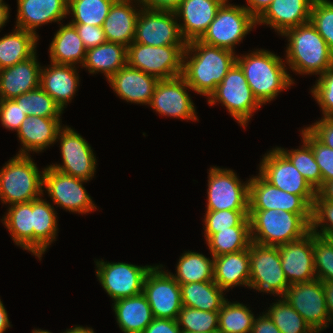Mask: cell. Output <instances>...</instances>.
Instances as JSON below:
<instances>
[{
    "mask_svg": "<svg viewBox=\"0 0 333 333\" xmlns=\"http://www.w3.org/2000/svg\"><path fill=\"white\" fill-rule=\"evenodd\" d=\"M236 57L231 50L199 40L190 41L184 50L182 76L191 90L209 98L236 62Z\"/></svg>",
    "mask_w": 333,
    "mask_h": 333,
    "instance_id": "cell-1",
    "label": "cell"
},
{
    "mask_svg": "<svg viewBox=\"0 0 333 333\" xmlns=\"http://www.w3.org/2000/svg\"><path fill=\"white\" fill-rule=\"evenodd\" d=\"M248 54V55H247ZM244 56L237 55L236 62L244 72L253 95L263 105L272 101L283 90L294 84L285 61L276 54L256 49Z\"/></svg>",
    "mask_w": 333,
    "mask_h": 333,
    "instance_id": "cell-2",
    "label": "cell"
},
{
    "mask_svg": "<svg viewBox=\"0 0 333 333\" xmlns=\"http://www.w3.org/2000/svg\"><path fill=\"white\" fill-rule=\"evenodd\" d=\"M281 36L288 39L285 62L292 71L299 75H321L333 67V52L310 21L288 29Z\"/></svg>",
    "mask_w": 333,
    "mask_h": 333,
    "instance_id": "cell-3",
    "label": "cell"
},
{
    "mask_svg": "<svg viewBox=\"0 0 333 333\" xmlns=\"http://www.w3.org/2000/svg\"><path fill=\"white\" fill-rule=\"evenodd\" d=\"M251 241L280 246L304 237L311 231L312 214L288 211L249 210Z\"/></svg>",
    "mask_w": 333,
    "mask_h": 333,
    "instance_id": "cell-4",
    "label": "cell"
},
{
    "mask_svg": "<svg viewBox=\"0 0 333 333\" xmlns=\"http://www.w3.org/2000/svg\"><path fill=\"white\" fill-rule=\"evenodd\" d=\"M31 155H16L0 170V200L3 204L26 203L44 195L43 171Z\"/></svg>",
    "mask_w": 333,
    "mask_h": 333,
    "instance_id": "cell-5",
    "label": "cell"
},
{
    "mask_svg": "<svg viewBox=\"0 0 333 333\" xmlns=\"http://www.w3.org/2000/svg\"><path fill=\"white\" fill-rule=\"evenodd\" d=\"M186 45L150 46L132 42L127 47V64L158 80L171 79L183 73Z\"/></svg>",
    "mask_w": 333,
    "mask_h": 333,
    "instance_id": "cell-6",
    "label": "cell"
},
{
    "mask_svg": "<svg viewBox=\"0 0 333 333\" xmlns=\"http://www.w3.org/2000/svg\"><path fill=\"white\" fill-rule=\"evenodd\" d=\"M207 101L209 105L222 103L244 129L255 110L262 106L253 95L244 72L237 62L229 69Z\"/></svg>",
    "mask_w": 333,
    "mask_h": 333,
    "instance_id": "cell-7",
    "label": "cell"
},
{
    "mask_svg": "<svg viewBox=\"0 0 333 333\" xmlns=\"http://www.w3.org/2000/svg\"><path fill=\"white\" fill-rule=\"evenodd\" d=\"M226 0L219 8L216 17L199 39L204 44L225 48L233 52L246 35L257 25V20L239 5Z\"/></svg>",
    "mask_w": 333,
    "mask_h": 333,
    "instance_id": "cell-8",
    "label": "cell"
},
{
    "mask_svg": "<svg viewBox=\"0 0 333 333\" xmlns=\"http://www.w3.org/2000/svg\"><path fill=\"white\" fill-rule=\"evenodd\" d=\"M249 260V288L274 294L280 298L290 285L282 269L278 247L251 241Z\"/></svg>",
    "mask_w": 333,
    "mask_h": 333,
    "instance_id": "cell-9",
    "label": "cell"
},
{
    "mask_svg": "<svg viewBox=\"0 0 333 333\" xmlns=\"http://www.w3.org/2000/svg\"><path fill=\"white\" fill-rule=\"evenodd\" d=\"M207 210H249V180L242 183L231 169L210 167Z\"/></svg>",
    "mask_w": 333,
    "mask_h": 333,
    "instance_id": "cell-10",
    "label": "cell"
},
{
    "mask_svg": "<svg viewBox=\"0 0 333 333\" xmlns=\"http://www.w3.org/2000/svg\"><path fill=\"white\" fill-rule=\"evenodd\" d=\"M96 276L112 301L143 293L146 274L153 266L96 260Z\"/></svg>",
    "mask_w": 333,
    "mask_h": 333,
    "instance_id": "cell-11",
    "label": "cell"
},
{
    "mask_svg": "<svg viewBox=\"0 0 333 333\" xmlns=\"http://www.w3.org/2000/svg\"><path fill=\"white\" fill-rule=\"evenodd\" d=\"M259 174L276 188L300 195L313 206L317 192L277 147L265 153L260 162Z\"/></svg>",
    "mask_w": 333,
    "mask_h": 333,
    "instance_id": "cell-12",
    "label": "cell"
},
{
    "mask_svg": "<svg viewBox=\"0 0 333 333\" xmlns=\"http://www.w3.org/2000/svg\"><path fill=\"white\" fill-rule=\"evenodd\" d=\"M161 264L153 266L146 274L143 294L154 318L177 320L182 308L180 284Z\"/></svg>",
    "mask_w": 333,
    "mask_h": 333,
    "instance_id": "cell-13",
    "label": "cell"
},
{
    "mask_svg": "<svg viewBox=\"0 0 333 333\" xmlns=\"http://www.w3.org/2000/svg\"><path fill=\"white\" fill-rule=\"evenodd\" d=\"M281 298L304 318L315 333L329 327L323 283L318 278L290 285Z\"/></svg>",
    "mask_w": 333,
    "mask_h": 333,
    "instance_id": "cell-14",
    "label": "cell"
},
{
    "mask_svg": "<svg viewBox=\"0 0 333 333\" xmlns=\"http://www.w3.org/2000/svg\"><path fill=\"white\" fill-rule=\"evenodd\" d=\"M56 139L60 141L63 164H53L49 167L75 178L91 180L96 172L97 159L90 144L67 125L59 130Z\"/></svg>",
    "mask_w": 333,
    "mask_h": 333,
    "instance_id": "cell-15",
    "label": "cell"
},
{
    "mask_svg": "<svg viewBox=\"0 0 333 333\" xmlns=\"http://www.w3.org/2000/svg\"><path fill=\"white\" fill-rule=\"evenodd\" d=\"M86 180L63 174L49 166L44 168L43 189L58 207L74 213L86 214L97 210L83 183Z\"/></svg>",
    "mask_w": 333,
    "mask_h": 333,
    "instance_id": "cell-16",
    "label": "cell"
},
{
    "mask_svg": "<svg viewBox=\"0 0 333 333\" xmlns=\"http://www.w3.org/2000/svg\"><path fill=\"white\" fill-rule=\"evenodd\" d=\"M134 42L150 46L187 45L174 11L140 7Z\"/></svg>",
    "mask_w": 333,
    "mask_h": 333,
    "instance_id": "cell-17",
    "label": "cell"
},
{
    "mask_svg": "<svg viewBox=\"0 0 333 333\" xmlns=\"http://www.w3.org/2000/svg\"><path fill=\"white\" fill-rule=\"evenodd\" d=\"M191 90L180 75L156 83L149 106L161 116L198 121L196 108L187 90Z\"/></svg>",
    "mask_w": 333,
    "mask_h": 333,
    "instance_id": "cell-18",
    "label": "cell"
},
{
    "mask_svg": "<svg viewBox=\"0 0 333 333\" xmlns=\"http://www.w3.org/2000/svg\"><path fill=\"white\" fill-rule=\"evenodd\" d=\"M258 175L249 179V210L274 209L312 214V207L300 195L282 191Z\"/></svg>",
    "mask_w": 333,
    "mask_h": 333,
    "instance_id": "cell-19",
    "label": "cell"
},
{
    "mask_svg": "<svg viewBox=\"0 0 333 333\" xmlns=\"http://www.w3.org/2000/svg\"><path fill=\"white\" fill-rule=\"evenodd\" d=\"M283 272L289 285L311 281L316 277L313 255V232L278 246Z\"/></svg>",
    "mask_w": 333,
    "mask_h": 333,
    "instance_id": "cell-20",
    "label": "cell"
},
{
    "mask_svg": "<svg viewBox=\"0 0 333 333\" xmlns=\"http://www.w3.org/2000/svg\"><path fill=\"white\" fill-rule=\"evenodd\" d=\"M226 0H182L174 11L177 20H183L179 28L183 39L188 43L199 40L212 23L220 6ZM180 18V19H179Z\"/></svg>",
    "mask_w": 333,
    "mask_h": 333,
    "instance_id": "cell-21",
    "label": "cell"
},
{
    "mask_svg": "<svg viewBox=\"0 0 333 333\" xmlns=\"http://www.w3.org/2000/svg\"><path fill=\"white\" fill-rule=\"evenodd\" d=\"M113 91L123 100L149 105L159 81L156 77L126 64L108 80Z\"/></svg>",
    "mask_w": 333,
    "mask_h": 333,
    "instance_id": "cell-22",
    "label": "cell"
},
{
    "mask_svg": "<svg viewBox=\"0 0 333 333\" xmlns=\"http://www.w3.org/2000/svg\"><path fill=\"white\" fill-rule=\"evenodd\" d=\"M16 26L34 34L36 28L68 15V0H17Z\"/></svg>",
    "mask_w": 333,
    "mask_h": 333,
    "instance_id": "cell-23",
    "label": "cell"
},
{
    "mask_svg": "<svg viewBox=\"0 0 333 333\" xmlns=\"http://www.w3.org/2000/svg\"><path fill=\"white\" fill-rule=\"evenodd\" d=\"M313 2L314 0H273L257 20V25H269L282 35L288 29L309 22Z\"/></svg>",
    "mask_w": 333,
    "mask_h": 333,
    "instance_id": "cell-24",
    "label": "cell"
},
{
    "mask_svg": "<svg viewBox=\"0 0 333 333\" xmlns=\"http://www.w3.org/2000/svg\"><path fill=\"white\" fill-rule=\"evenodd\" d=\"M40 71L36 53L23 62L0 69V99H15L38 88Z\"/></svg>",
    "mask_w": 333,
    "mask_h": 333,
    "instance_id": "cell-25",
    "label": "cell"
},
{
    "mask_svg": "<svg viewBox=\"0 0 333 333\" xmlns=\"http://www.w3.org/2000/svg\"><path fill=\"white\" fill-rule=\"evenodd\" d=\"M76 67L53 62L50 63L49 67H41L40 87L63 111L67 103L71 102L79 86Z\"/></svg>",
    "mask_w": 333,
    "mask_h": 333,
    "instance_id": "cell-26",
    "label": "cell"
},
{
    "mask_svg": "<svg viewBox=\"0 0 333 333\" xmlns=\"http://www.w3.org/2000/svg\"><path fill=\"white\" fill-rule=\"evenodd\" d=\"M62 128L61 118H44L29 116L17 130L18 138L23 146L18 155H30V152H42L54 145L57 135Z\"/></svg>",
    "mask_w": 333,
    "mask_h": 333,
    "instance_id": "cell-27",
    "label": "cell"
},
{
    "mask_svg": "<svg viewBox=\"0 0 333 333\" xmlns=\"http://www.w3.org/2000/svg\"><path fill=\"white\" fill-rule=\"evenodd\" d=\"M136 2V0H116L113 3L102 26L107 41L121 43L126 47L134 42L136 21L140 12L137 7L135 8Z\"/></svg>",
    "mask_w": 333,
    "mask_h": 333,
    "instance_id": "cell-28",
    "label": "cell"
},
{
    "mask_svg": "<svg viewBox=\"0 0 333 333\" xmlns=\"http://www.w3.org/2000/svg\"><path fill=\"white\" fill-rule=\"evenodd\" d=\"M249 248L214 257L213 281L225 291L243 285L249 287Z\"/></svg>",
    "mask_w": 333,
    "mask_h": 333,
    "instance_id": "cell-29",
    "label": "cell"
},
{
    "mask_svg": "<svg viewBox=\"0 0 333 333\" xmlns=\"http://www.w3.org/2000/svg\"><path fill=\"white\" fill-rule=\"evenodd\" d=\"M112 304L117 325L123 333H143L154 318L143 293L115 300Z\"/></svg>",
    "mask_w": 333,
    "mask_h": 333,
    "instance_id": "cell-30",
    "label": "cell"
},
{
    "mask_svg": "<svg viewBox=\"0 0 333 333\" xmlns=\"http://www.w3.org/2000/svg\"><path fill=\"white\" fill-rule=\"evenodd\" d=\"M85 45L71 23L60 25L49 46L50 61L56 64L83 65L86 56Z\"/></svg>",
    "mask_w": 333,
    "mask_h": 333,
    "instance_id": "cell-31",
    "label": "cell"
},
{
    "mask_svg": "<svg viewBox=\"0 0 333 333\" xmlns=\"http://www.w3.org/2000/svg\"><path fill=\"white\" fill-rule=\"evenodd\" d=\"M33 200V255L41 260L48 246L55 241L58 231L57 212L51 203L42 199Z\"/></svg>",
    "mask_w": 333,
    "mask_h": 333,
    "instance_id": "cell-32",
    "label": "cell"
},
{
    "mask_svg": "<svg viewBox=\"0 0 333 333\" xmlns=\"http://www.w3.org/2000/svg\"><path fill=\"white\" fill-rule=\"evenodd\" d=\"M127 64V47L121 43L106 41L97 47L86 50L82 67L89 73H104L108 80L114 73Z\"/></svg>",
    "mask_w": 333,
    "mask_h": 333,
    "instance_id": "cell-33",
    "label": "cell"
},
{
    "mask_svg": "<svg viewBox=\"0 0 333 333\" xmlns=\"http://www.w3.org/2000/svg\"><path fill=\"white\" fill-rule=\"evenodd\" d=\"M39 36L15 27L13 32L0 38V69L23 62L36 53Z\"/></svg>",
    "mask_w": 333,
    "mask_h": 333,
    "instance_id": "cell-34",
    "label": "cell"
},
{
    "mask_svg": "<svg viewBox=\"0 0 333 333\" xmlns=\"http://www.w3.org/2000/svg\"><path fill=\"white\" fill-rule=\"evenodd\" d=\"M7 211L2 223L9 230L14 243L33 253V200L9 205Z\"/></svg>",
    "mask_w": 333,
    "mask_h": 333,
    "instance_id": "cell-35",
    "label": "cell"
},
{
    "mask_svg": "<svg viewBox=\"0 0 333 333\" xmlns=\"http://www.w3.org/2000/svg\"><path fill=\"white\" fill-rule=\"evenodd\" d=\"M182 306L202 311H219L227 300L214 281L180 284Z\"/></svg>",
    "mask_w": 333,
    "mask_h": 333,
    "instance_id": "cell-36",
    "label": "cell"
},
{
    "mask_svg": "<svg viewBox=\"0 0 333 333\" xmlns=\"http://www.w3.org/2000/svg\"><path fill=\"white\" fill-rule=\"evenodd\" d=\"M211 258L198 252L185 251L176 265V274H170L179 284L213 281L214 257Z\"/></svg>",
    "mask_w": 333,
    "mask_h": 333,
    "instance_id": "cell-37",
    "label": "cell"
},
{
    "mask_svg": "<svg viewBox=\"0 0 333 333\" xmlns=\"http://www.w3.org/2000/svg\"><path fill=\"white\" fill-rule=\"evenodd\" d=\"M206 243L213 257L248 249L251 243L250 226H234L219 230L212 234Z\"/></svg>",
    "mask_w": 333,
    "mask_h": 333,
    "instance_id": "cell-38",
    "label": "cell"
},
{
    "mask_svg": "<svg viewBox=\"0 0 333 333\" xmlns=\"http://www.w3.org/2000/svg\"><path fill=\"white\" fill-rule=\"evenodd\" d=\"M249 309L243 303L226 300L218 311V332L251 333L255 316Z\"/></svg>",
    "mask_w": 333,
    "mask_h": 333,
    "instance_id": "cell-39",
    "label": "cell"
},
{
    "mask_svg": "<svg viewBox=\"0 0 333 333\" xmlns=\"http://www.w3.org/2000/svg\"><path fill=\"white\" fill-rule=\"evenodd\" d=\"M116 0H68V15L71 24L102 27L110 8Z\"/></svg>",
    "mask_w": 333,
    "mask_h": 333,
    "instance_id": "cell-40",
    "label": "cell"
},
{
    "mask_svg": "<svg viewBox=\"0 0 333 333\" xmlns=\"http://www.w3.org/2000/svg\"><path fill=\"white\" fill-rule=\"evenodd\" d=\"M303 145L298 149L285 150L277 147L302 174L310 186L317 192L322 187V174L312 147L302 138Z\"/></svg>",
    "mask_w": 333,
    "mask_h": 333,
    "instance_id": "cell-41",
    "label": "cell"
},
{
    "mask_svg": "<svg viewBox=\"0 0 333 333\" xmlns=\"http://www.w3.org/2000/svg\"><path fill=\"white\" fill-rule=\"evenodd\" d=\"M13 100L28 117L61 118L63 114L60 106L40 86Z\"/></svg>",
    "mask_w": 333,
    "mask_h": 333,
    "instance_id": "cell-42",
    "label": "cell"
},
{
    "mask_svg": "<svg viewBox=\"0 0 333 333\" xmlns=\"http://www.w3.org/2000/svg\"><path fill=\"white\" fill-rule=\"evenodd\" d=\"M268 309L266 313L281 333H315L304 318L282 298Z\"/></svg>",
    "mask_w": 333,
    "mask_h": 333,
    "instance_id": "cell-43",
    "label": "cell"
},
{
    "mask_svg": "<svg viewBox=\"0 0 333 333\" xmlns=\"http://www.w3.org/2000/svg\"><path fill=\"white\" fill-rule=\"evenodd\" d=\"M218 320V311H202L185 306H182L177 318L182 332H218Z\"/></svg>",
    "mask_w": 333,
    "mask_h": 333,
    "instance_id": "cell-44",
    "label": "cell"
},
{
    "mask_svg": "<svg viewBox=\"0 0 333 333\" xmlns=\"http://www.w3.org/2000/svg\"><path fill=\"white\" fill-rule=\"evenodd\" d=\"M204 216V236L207 240L212 234L234 226H250L249 210L206 211Z\"/></svg>",
    "mask_w": 333,
    "mask_h": 333,
    "instance_id": "cell-45",
    "label": "cell"
},
{
    "mask_svg": "<svg viewBox=\"0 0 333 333\" xmlns=\"http://www.w3.org/2000/svg\"><path fill=\"white\" fill-rule=\"evenodd\" d=\"M313 255L316 277L333 282V246L326 237L313 233Z\"/></svg>",
    "mask_w": 333,
    "mask_h": 333,
    "instance_id": "cell-46",
    "label": "cell"
},
{
    "mask_svg": "<svg viewBox=\"0 0 333 333\" xmlns=\"http://www.w3.org/2000/svg\"><path fill=\"white\" fill-rule=\"evenodd\" d=\"M309 21L333 52V2L314 0Z\"/></svg>",
    "mask_w": 333,
    "mask_h": 333,
    "instance_id": "cell-47",
    "label": "cell"
},
{
    "mask_svg": "<svg viewBox=\"0 0 333 333\" xmlns=\"http://www.w3.org/2000/svg\"><path fill=\"white\" fill-rule=\"evenodd\" d=\"M301 137L312 147V151L322 174V185L333 180V149L321 143L307 128Z\"/></svg>",
    "mask_w": 333,
    "mask_h": 333,
    "instance_id": "cell-48",
    "label": "cell"
},
{
    "mask_svg": "<svg viewBox=\"0 0 333 333\" xmlns=\"http://www.w3.org/2000/svg\"><path fill=\"white\" fill-rule=\"evenodd\" d=\"M311 231L321 237L333 235V202L323 200L318 194L312 206Z\"/></svg>",
    "mask_w": 333,
    "mask_h": 333,
    "instance_id": "cell-49",
    "label": "cell"
},
{
    "mask_svg": "<svg viewBox=\"0 0 333 333\" xmlns=\"http://www.w3.org/2000/svg\"><path fill=\"white\" fill-rule=\"evenodd\" d=\"M319 76L311 93L321 107L323 117H333V67Z\"/></svg>",
    "mask_w": 333,
    "mask_h": 333,
    "instance_id": "cell-50",
    "label": "cell"
},
{
    "mask_svg": "<svg viewBox=\"0 0 333 333\" xmlns=\"http://www.w3.org/2000/svg\"><path fill=\"white\" fill-rule=\"evenodd\" d=\"M28 116L13 99H0V121L8 130L17 131Z\"/></svg>",
    "mask_w": 333,
    "mask_h": 333,
    "instance_id": "cell-51",
    "label": "cell"
},
{
    "mask_svg": "<svg viewBox=\"0 0 333 333\" xmlns=\"http://www.w3.org/2000/svg\"><path fill=\"white\" fill-rule=\"evenodd\" d=\"M75 26L80 38L82 39L85 48L89 49L97 47L106 42L103 27L85 25V24H72Z\"/></svg>",
    "mask_w": 333,
    "mask_h": 333,
    "instance_id": "cell-52",
    "label": "cell"
},
{
    "mask_svg": "<svg viewBox=\"0 0 333 333\" xmlns=\"http://www.w3.org/2000/svg\"><path fill=\"white\" fill-rule=\"evenodd\" d=\"M321 143L333 149V117H322L306 127Z\"/></svg>",
    "mask_w": 333,
    "mask_h": 333,
    "instance_id": "cell-53",
    "label": "cell"
},
{
    "mask_svg": "<svg viewBox=\"0 0 333 333\" xmlns=\"http://www.w3.org/2000/svg\"><path fill=\"white\" fill-rule=\"evenodd\" d=\"M175 319L153 318L152 322L144 329L143 333H181Z\"/></svg>",
    "mask_w": 333,
    "mask_h": 333,
    "instance_id": "cell-54",
    "label": "cell"
},
{
    "mask_svg": "<svg viewBox=\"0 0 333 333\" xmlns=\"http://www.w3.org/2000/svg\"><path fill=\"white\" fill-rule=\"evenodd\" d=\"M138 7L150 10L175 11L182 0H136ZM140 3V4H139Z\"/></svg>",
    "mask_w": 333,
    "mask_h": 333,
    "instance_id": "cell-55",
    "label": "cell"
},
{
    "mask_svg": "<svg viewBox=\"0 0 333 333\" xmlns=\"http://www.w3.org/2000/svg\"><path fill=\"white\" fill-rule=\"evenodd\" d=\"M251 333H281L267 313L254 319Z\"/></svg>",
    "mask_w": 333,
    "mask_h": 333,
    "instance_id": "cell-56",
    "label": "cell"
},
{
    "mask_svg": "<svg viewBox=\"0 0 333 333\" xmlns=\"http://www.w3.org/2000/svg\"><path fill=\"white\" fill-rule=\"evenodd\" d=\"M247 6L244 8L256 19L258 20L265 11L269 8L273 0H246Z\"/></svg>",
    "mask_w": 333,
    "mask_h": 333,
    "instance_id": "cell-57",
    "label": "cell"
},
{
    "mask_svg": "<svg viewBox=\"0 0 333 333\" xmlns=\"http://www.w3.org/2000/svg\"><path fill=\"white\" fill-rule=\"evenodd\" d=\"M330 324H333V282H322Z\"/></svg>",
    "mask_w": 333,
    "mask_h": 333,
    "instance_id": "cell-58",
    "label": "cell"
},
{
    "mask_svg": "<svg viewBox=\"0 0 333 333\" xmlns=\"http://www.w3.org/2000/svg\"><path fill=\"white\" fill-rule=\"evenodd\" d=\"M317 194L323 200L333 202V180L325 182L317 191Z\"/></svg>",
    "mask_w": 333,
    "mask_h": 333,
    "instance_id": "cell-59",
    "label": "cell"
},
{
    "mask_svg": "<svg viewBox=\"0 0 333 333\" xmlns=\"http://www.w3.org/2000/svg\"><path fill=\"white\" fill-rule=\"evenodd\" d=\"M11 327L7 311L0 299V333H4L6 329Z\"/></svg>",
    "mask_w": 333,
    "mask_h": 333,
    "instance_id": "cell-60",
    "label": "cell"
},
{
    "mask_svg": "<svg viewBox=\"0 0 333 333\" xmlns=\"http://www.w3.org/2000/svg\"><path fill=\"white\" fill-rule=\"evenodd\" d=\"M9 11L10 10H9L8 5L4 1H2L0 3V28L1 29L9 19V14H10Z\"/></svg>",
    "mask_w": 333,
    "mask_h": 333,
    "instance_id": "cell-61",
    "label": "cell"
},
{
    "mask_svg": "<svg viewBox=\"0 0 333 333\" xmlns=\"http://www.w3.org/2000/svg\"><path fill=\"white\" fill-rule=\"evenodd\" d=\"M63 333H95L92 328L90 327H83L80 325H75V327H72L70 329H67Z\"/></svg>",
    "mask_w": 333,
    "mask_h": 333,
    "instance_id": "cell-62",
    "label": "cell"
},
{
    "mask_svg": "<svg viewBox=\"0 0 333 333\" xmlns=\"http://www.w3.org/2000/svg\"><path fill=\"white\" fill-rule=\"evenodd\" d=\"M32 333H52V332H49L48 330L35 329L32 331Z\"/></svg>",
    "mask_w": 333,
    "mask_h": 333,
    "instance_id": "cell-63",
    "label": "cell"
},
{
    "mask_svg": "<svg viewBox=\"0 0 333 333\" xmlns=\"http://www.w3.org/2000/svg\"><path fill=\"white\" fill-rule=\"evenodd\" d=\"M326 238L330 241V243L333 246V235H328V236H326Z\"/></svg>",
    "mask_w": 333,
    "mask_h": 333,
    "instance_id": "cell-64",
    "label": "cell"
},
{
    "mask_svg": "<svg viewBox=\"0 0 333 333\" xmlns=\"http://www.w3.org/2000/svg\"><path fill=\"white\" fill-rule=\"evenodd\" d=\"M181 333H219V332H181Z\"/></svg>",
    "mask_w": 333,
    "mask_h": 333,
    "instance_id": "cell-65",
    "label": "cell"
}]
</instances>
